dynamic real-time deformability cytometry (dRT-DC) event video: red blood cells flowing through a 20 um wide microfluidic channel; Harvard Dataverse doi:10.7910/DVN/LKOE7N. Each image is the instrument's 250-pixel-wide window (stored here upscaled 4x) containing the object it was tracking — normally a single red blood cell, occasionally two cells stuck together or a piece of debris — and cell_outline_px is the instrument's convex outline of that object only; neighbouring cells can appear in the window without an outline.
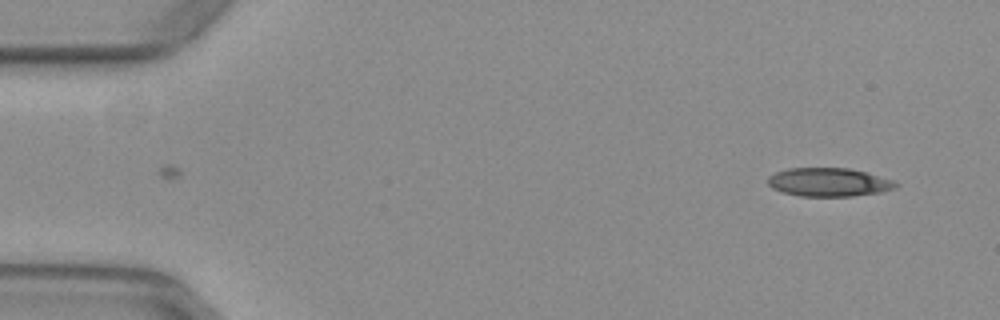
{"species": "common noctule bat (a hibernating species)", "species_latin": "Nyctalus noctula", "temperature_condition": "warm", "stored_images_in_passage": 5, "camera_frame_rate_fps": 3000, "um_per_image_px": 0.085, "animal": {"sex": "female", "body_mass_g": 29.2, "forearm_length_mm": 56.3}, "frame": {"image": 1, "passage_image": 1, "time_ms": 0.0, "image_size_px": [1000, 320], "cell_outline_px": [[900, 184], [896, 188], [880, 192], [852, 196], [800, 196], [784, 192], [772, 188], [768, 184], [768, 176], [776, 172], [788, 168], [848, 168], [868, 172], [892, 180]], "centroid_in_image_um": [70.46, 15.48], "position_along_channel_um": 14.5, "area_um2": 21.27}}